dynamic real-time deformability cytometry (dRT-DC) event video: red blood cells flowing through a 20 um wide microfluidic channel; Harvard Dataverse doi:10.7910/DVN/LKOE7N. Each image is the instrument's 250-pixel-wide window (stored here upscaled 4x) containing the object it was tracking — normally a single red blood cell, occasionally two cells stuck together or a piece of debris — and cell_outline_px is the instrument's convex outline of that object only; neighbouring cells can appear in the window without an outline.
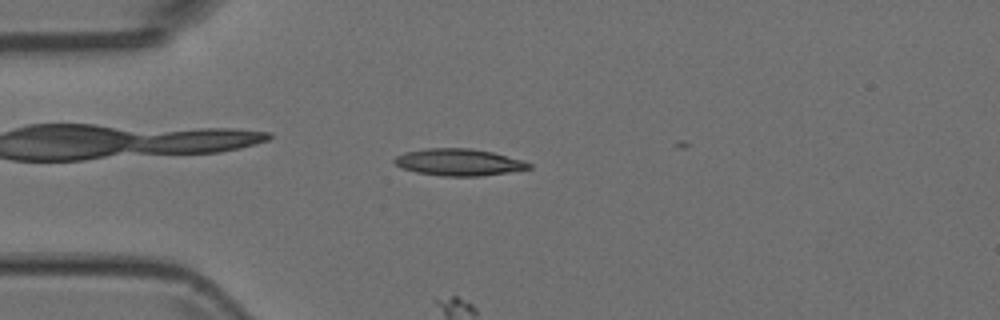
{"species": "Egyptian fruit bat (a non-hibernating species)", "species_latin": "Rousettus aegyptiacus", "temperature_condition": "room temperature", "stored_images_in_passage": 5, "camera_frame_rate_fps": 3000, "um_per_image_px": 0.085, "animal": {"sex": "female"}, "frame": {"image": 1, "passage_image": 3, "time_ms": 0.667, "image_size_px": [1000, 320], "cell_outline_px": [[532, 168], [508, 172], [480, 176], [444, 176], [416, 172], [404, 168], [396, 164], [392, 160], [396, 156], [404, 152], [428, 148], [468, 148], [492, 152], [524, 160], [532, 164]], "centroid_in_image_um": [39.01, 13.78], "position_along_channel_um": 46.0, "area_um2": 20.98}}